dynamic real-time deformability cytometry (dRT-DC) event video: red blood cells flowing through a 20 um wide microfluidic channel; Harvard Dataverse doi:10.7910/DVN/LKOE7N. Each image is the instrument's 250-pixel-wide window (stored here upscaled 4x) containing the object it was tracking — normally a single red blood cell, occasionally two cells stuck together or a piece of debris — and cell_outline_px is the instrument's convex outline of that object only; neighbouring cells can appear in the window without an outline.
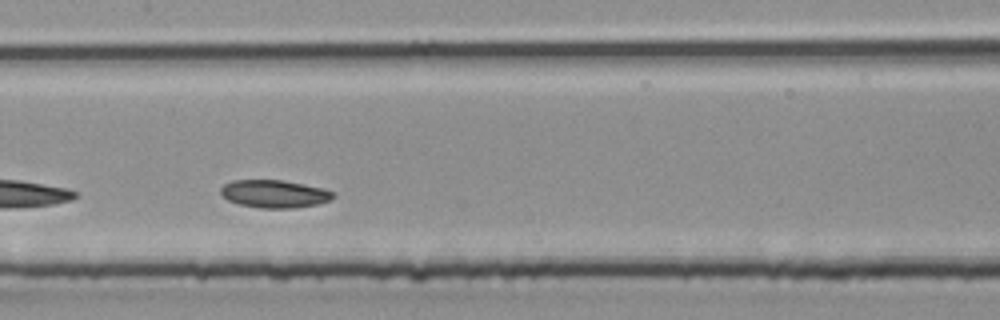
{"species": "common noctule bat (a hibernating species)", "species_latin": "Nyctalus noctula", "temperature_condition": "room temperature", "stored_images_in_passage": 22, "camera_frame_rate_fps": 3000, "um_per_image_px": 0.085, "animal": {"sex": "male", "body_mass_g": 20.4}, "frame": {"image": 1, "passage_image": 10, "time_ms": 3.0, "image_size_px": [1000, 320], "cell_outline_px": [[336, 196], [320, 204], [296, 208], [260, 208], [240, 204], [228, 200], [220, 196], [220, 188], [224, 184], [232, 180], [280, 180], [304, 184], [324, 188], [332, 192]], "centroid_in_image_um": [23.3, 16.48], "position_along_channel_um": 184.1, "area_um2": 18.32}}